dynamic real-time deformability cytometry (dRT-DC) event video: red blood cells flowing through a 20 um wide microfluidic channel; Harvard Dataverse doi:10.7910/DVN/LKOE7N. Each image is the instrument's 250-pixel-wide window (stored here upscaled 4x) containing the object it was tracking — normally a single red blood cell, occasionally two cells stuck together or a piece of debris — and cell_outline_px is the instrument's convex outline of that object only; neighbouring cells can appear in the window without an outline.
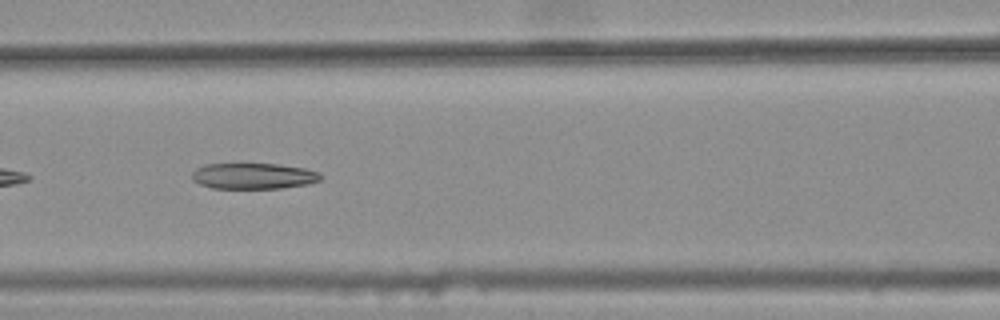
{"species": "common noctule bat (a hibernating species)", "species_latin": "Nyctalus noctula", "temperature_condition": "warm", "stored_images_in_passage": 27, "camera_frame_rate_fps": 3000, "um_per_image_px": 0.085, "animal": {"sex": "female", "body_mass_g": 25.1}, "frame": {"image": 1, "passage_image": 8, "time_ms": 2.333, "image_size_px": [1000, 320], "cell_outline_px": [[320, 180], [308, 184], [280, 188], [212, 188], [200, 184], [192, 180], [192, 172], [196, 168], [204, 164], [276, 164], [304, 168], [320, 172]], "centroid_in_image_um": [21.52, 14.96], "position_along_channel_um": 145.1, "area_um2": 19.36}, "authors_computed_cell_mechanics": {"area_um2": 19.9988, "velocity_mm_per_s": 3.7903, "shape_relaxation_time_tau1_ms": null, "shape_relaxation_time_tau2_ms": 6.1164, "deformation_change_tau1": null, "deformation_change_tau2": 0.1587}}